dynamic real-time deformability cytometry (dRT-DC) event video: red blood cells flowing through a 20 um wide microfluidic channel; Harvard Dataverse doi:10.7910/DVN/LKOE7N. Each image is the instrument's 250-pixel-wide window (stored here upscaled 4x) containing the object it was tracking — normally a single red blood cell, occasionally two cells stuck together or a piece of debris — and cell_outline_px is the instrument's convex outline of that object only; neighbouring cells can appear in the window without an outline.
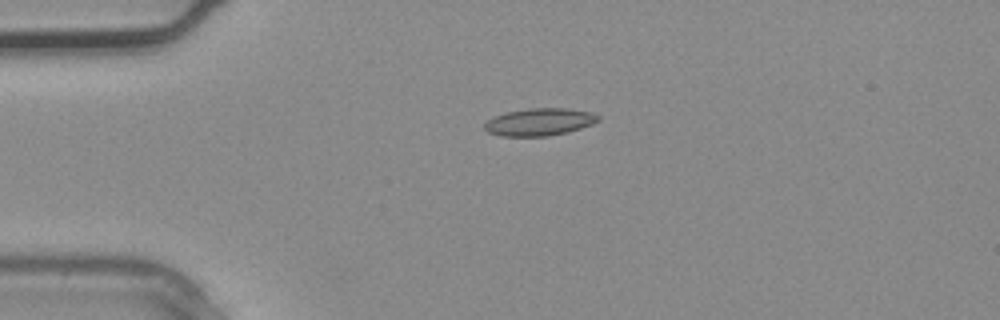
{"species": "common noctule bat (a hibernating species)", "species_latin": "Nyctalus noctula", "temperature_condition": "warm", "stored_images_in_passage": 2, "camera_frame_rate_fps": 3000, "um_per_image_px": 0.085, "animal": {"sex": "male", "body_mass_g": 20.4}, "frame": {"image": 1, "passage_image": 1, "time_ms": 0.0, "image_size_px": [1000, 320], "cell_outline_px": [[600, 120], [592, 124], [568, 132], [548, 136], [500, 136], [488, 132], [484, 128], [484, 124], [492, 116], [504, 112], [528, 108], [568, 108], [592, 112], [600, 116]], "centroid_in_image_um": [45.85, 10.36], "position_along_channel_um": 39.2, "area_um2": 18.38}}